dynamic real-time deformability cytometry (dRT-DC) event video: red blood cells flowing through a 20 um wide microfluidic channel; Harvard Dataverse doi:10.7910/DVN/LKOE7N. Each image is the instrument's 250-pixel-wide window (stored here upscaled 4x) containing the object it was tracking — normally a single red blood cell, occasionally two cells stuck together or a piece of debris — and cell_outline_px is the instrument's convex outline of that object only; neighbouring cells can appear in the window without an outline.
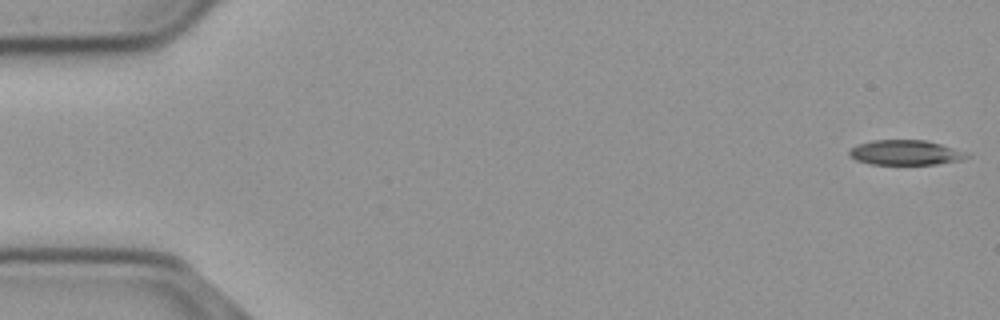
{"species": "common noctule bat (a hibernating species)", "species_latin": "Nyctalus noctula", "temperature_condition": "cold", "stored_images_in_passage": 53, "camera_frame_rate_fps": 3000, "um_per_image_px": 0.085, "animal": {"sex": "male", "body_mass_g": 23.1, "forearm_length_mm": 52.7}, "frame": {"image": 1, "passage_image": 1, "time_ms": 0.0, "image_size_px": [1000, 320], "cell_outline_px": [[972, 156], [960, 160], [936, 164], [868, 164], [856, 160], [848, 156], [848, 152], [856, 144], [872, 140], [924, 140], [940, 144], [968, 152]], "centroid_in_image_um": [76.95, 12.97], "position_along_channel_um": 8.1, "area_um2": 17.17}}
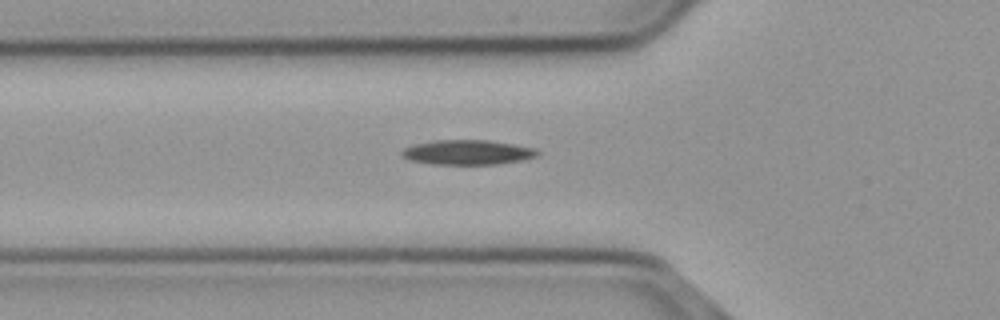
{"frame": {"image": 2, "passage_image": 19, "time_ms": 6.0, "image_size_px": [1000, 320], "cell_outline_px": [[540, 152], [536, 156], [520, 160], [496, 164], [432, 164], [408, 160], [400, 156], [400, 152], [404, 148], [416, 144], [440, 140], [488, 140], [512, 144], [532, 148]], "centroid_in_image_um": [39.68, 12.95], "position_along_channel_um": 86.1, "area_um2": 19.31}}
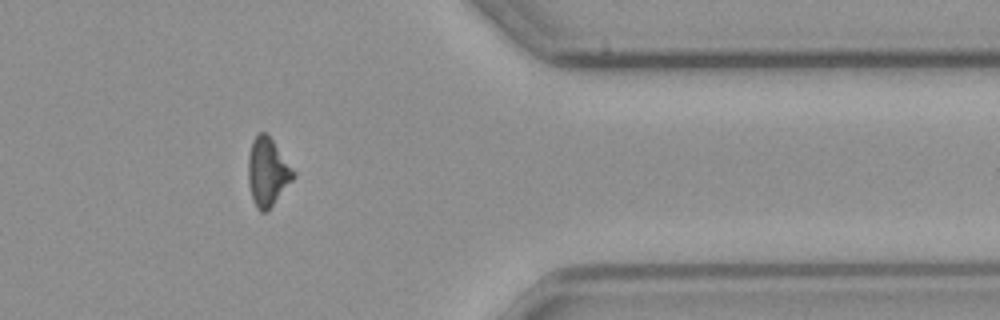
{"frame": {"image": 3, "passage_image": 45, "time_ms": 14.667, "image_size_px": [1000, 320], "cell_outline_px": [[296, 176], [268, 212], [260, 212], [256, 208], [252, 196], [248, 180], [248, 156], [252, 140], [260, 132], [264, 132], [272, 140], [296, 172]], "centroid_in_image_um": [22.75, 14.66], "position_along_channel_um": 388.6, "area_um2": 17.98}}